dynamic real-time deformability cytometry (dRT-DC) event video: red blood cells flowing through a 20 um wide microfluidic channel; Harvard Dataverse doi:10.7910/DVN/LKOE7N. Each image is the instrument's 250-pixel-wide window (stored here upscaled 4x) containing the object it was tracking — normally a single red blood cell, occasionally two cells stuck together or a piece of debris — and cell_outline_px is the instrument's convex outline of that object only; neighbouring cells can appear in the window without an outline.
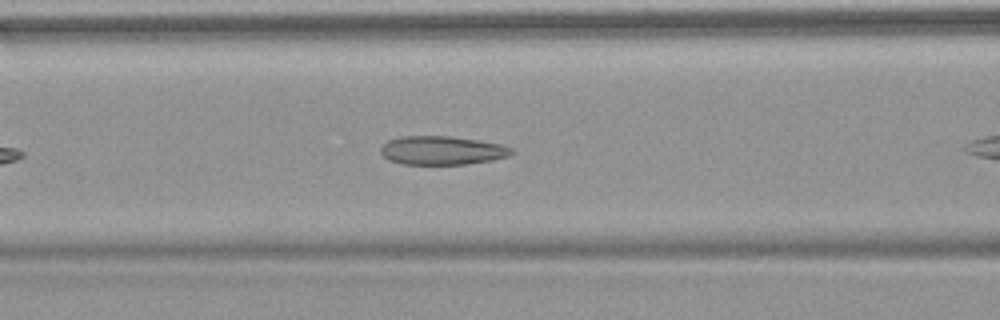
{"species": "common noctule bat (a hibernating species)", "species_latin": "Nyctalus noctula", "temperature_condition": "warm", "stored_images_in_passage": 5, "camera_frame_rate_fps": 3000, "um_per_image_px": 0.085, "animal": {"sex": "female", "body_mass_g": 18.4}, "frame": {"image": 1, "passage_image": 5, "time_ms": 5.333, "image_size_px": [1000, 320], "cell_outline_px": [[516, 152], [508, 156], [492, 160], [464, 164], [404, 164], [388, 160], [380, 152], [380, 148], [388, 140], [400, 136], [448, 136], [504, 144], [512, 148]], "centroid_in_image_um": [37.58, 12.78], "position_along_channel_um": 129.0, "area_um2": 21.91}}